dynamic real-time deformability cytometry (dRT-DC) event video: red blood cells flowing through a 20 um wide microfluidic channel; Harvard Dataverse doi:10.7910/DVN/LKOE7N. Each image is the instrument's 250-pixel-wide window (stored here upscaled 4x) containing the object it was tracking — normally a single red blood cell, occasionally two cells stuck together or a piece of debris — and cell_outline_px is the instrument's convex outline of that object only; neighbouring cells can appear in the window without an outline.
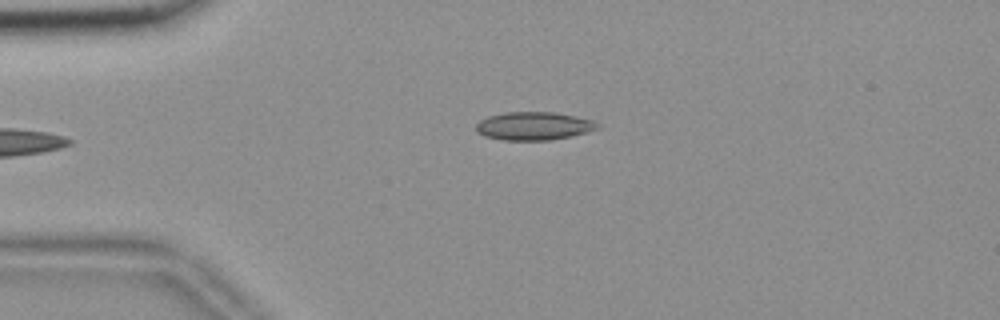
{"species": "common noctule bat (a hibernating species)", "species_latin": "Nyctalus noctula", "temperature_condition": "room temperature", "stored_images_in_passage": 45, "camera_frame_rate_fps": 3000, "um_per_image_px": 0.085, "animal": {"sex": "female", "body_mass_g": 18.4}, "frame": {"image": 1, "passage_image": 3, "time_ms": 0.667, "image_size_px": [1000, 320], "cell_outline_px": [[600, 128], [588, 132], [572, 136], [552, 140], [504, 140], [484, 136], [476, 132], [476, 124], [480, 120], [488, 116], [504, 112], [556, 112], [576, 116], [592, 120], [600, 124]], "centroid_in_image_um": [45.39, 10.71], "position_along_channel_um": 39.6, "area_um2": 20.17}}
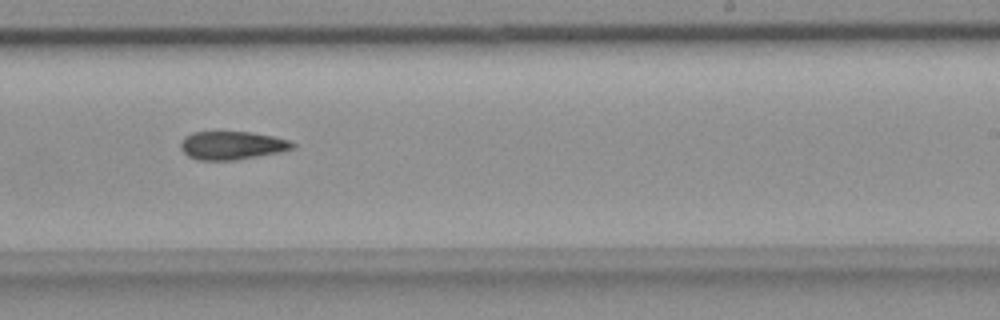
{"frame": {"image": 2, "passage_image": 24, "time_ms": 7.667, "image_size_px": [1000, 320], "cell_outline_px": [[296, 148], [280, 152], [236, 160], [196, 160], [188, 156], [180, 148], [180, 144], [184, 136], [192, 132], [252, 132], [292, 140], [296, 144]], "centroid_in_image_um": [19.74, 12.36], "position_along_channel_um": 269.3, "area_um2": 18.67}}
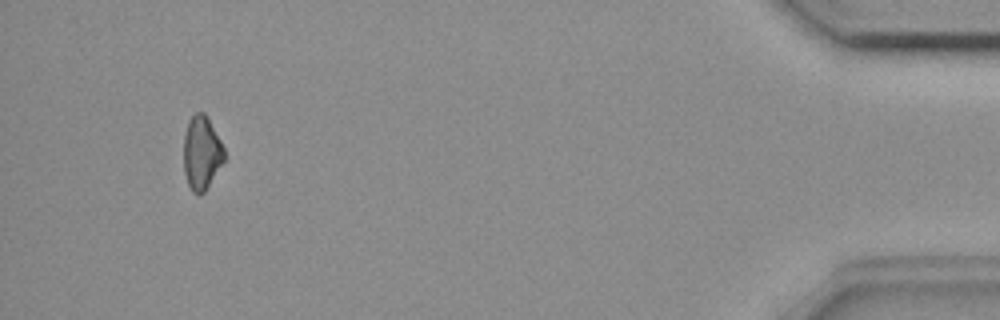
{"frame": {"image": 3, "passage_image": 42, "time_ms": 13.667, "image_size_px": [1000, 320], "cell_outline_px": [[224, 160], [204, 192], [192, 192], [188, 184], [184, 172], [184, 136], [188, 120], [196, 112], [204, 112], [208, 116], [224, 148]], "centroid_in_image_um": [17.13, 12.94], "position_along_channel_um": 418.1, "area_um2": 17.22}, "authors_computed_cell_mechanics": {"area_um2": 18.7272, "velocity_mm_per_s": 3.6844, "shape_relaxation_time_tau1_ms": 11.3606, "shape_relaxation_time_tau2_ms": null, "deformation_change_tau1": 0.1532, "deformation_change_tau2": null}}